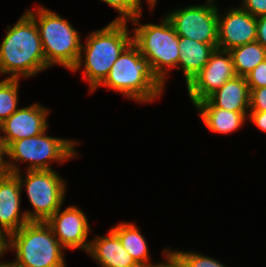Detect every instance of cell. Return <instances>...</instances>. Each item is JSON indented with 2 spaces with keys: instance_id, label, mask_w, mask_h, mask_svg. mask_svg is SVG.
I'll return each mask as SVG.
<instances>
[{
  "instance_id": "cell-1",
  "label": "cell",
  "mask_w": 266,
  "mask_h": 267,
  "mask_svg": "<svg viewBox=\"0 0 266 267\" xmlns=\"http://www.w3.org/2000/svg\"><path fill=\"white\" fill-rule=\"evenodd\" d=\"M0 46V73L7 78L20 79L34 76L47 69L41 38L34 19L25 12L17 23L7 26Z\"/></svg>"
},
{
  "instance_id": "cell-2",
  "label": "cell",
  "mask_w": 266,
  "mask_h": 267,
  "mask_svg": "<svg viewBox=\"0 0 266 267\" xmlns=\"http://www.w3.org/2000/svg\"><path fill=\"white\" fill-rule=\"evenodd\" d=\"M127 29L126 21L113 20L106 27L89 34L85 46L81 45V55L72 71L85 67L84 79L88 81L91 92L98 88L119 55L132 42ZM82 51L85 52V58L82 57Z\"/></svg>"
},
{
  "instance_id": "cell-3",
  "label": "cell",
  "mask_w": 266,
  "mask_h": 267,
  "mask_svg": "<svg viewBox=\"0 0 266 267\" xmlns=\"http://www.w3.org/2000/svg\"><path fill=\"white\" fill-rule=\"evenodd\" d=\"M100 85L141 103H151L162 94L164 88V84L153 73L149 61L133 42L119 55Z\"/></svg>"
},
{
  "instance_id": "cell-4",
  "label": "cell",
  "mask_w": 266,
  "mask_h": 267,
  "mask_svg": "<svg viewBox=\"0 0 266 267\" xmlns=\"http://www.w3.org/2000/svg\"><path fill=\"white\" fill-rule=\"evenodd\" d=\"M9 249L16 251V267H66L64 248L43 221H30L11 233Z\"/></svg>"
},
{
  "instance_id": "cell-5",
  "label": "cell",
  "mask_w": 266,
  "mask_h": 267,
  "mask_svg": "<svg viewBox=\"0 0 266 267\" xmlns=\"http://www.w3.org/2000/svg\"><path fill=\"white\" fill-rule=\"evenodd\" d=\"M35 21L41 38L46 63L63 65L73 70L81 55V38L69 21L57 13L38 6L26 11Z\"/></svg>"
},
{
  "instance_id": "cell-6",
  "label": "cell",
  "mask_w": 266,
  "mask_h": 267,
  "mask_svg": "<svg viewBox=\"0 0 266 267\" xmlns=\"http://www.w3.org/2000/svg\"><path fill=\"white\" fill-rule=\"evenodd\" d=\"M132 42L149 61L153 73L165 84L166 72L177 68L180 55L179 36L170 21L165 16L160 24L136 25Z\"/></svg>"
},
{
  "instance_id": "cell-7",
  "label": "cell",
  "mask_w": 266,
  "mask_h": 267,
  "mask_svg": "<svg viewBox=\"0 0 266 267\" xmlns=\"http://www.w3.org/2000/svg\"><path fill=\"white\" fill-rule=\"evenodd\" d=\"M75 141L68 139L55 138L46 135V130L41 134L33 137H26L21 140L12 142L7 147L10 161H8L11 174L20 172L21 169L15 165L12 160L29 162L26 170H52L49 161L65 162L76 156Z\"/></svg>"
},
{
  "instance_id": "cell-8",
  "label": "cell",
  "mask_w": 266,
  "mask_h": 267,
  "mask_svg": "<svg viewBox=\"0 0 266 267\" xmlns=\"http://www.w3.org/2000/svg\"><path fill=\"white\" fill-rule=\"evenodd\" d=\"M24 180L20 172L14 175L20 186L26 187L28 199L34 208L25 211L29 221L46 222L61 206L65 198L66 182L56 171L27 170Z\"/></svg>"
},
{
  "instance_id": "cell-9",
  "label": "cell",
  "mask_w": 266,
  "mask_h": 267,
  "mask_svg": "<svg viewBox=\"0 0 266 267\" xmlns=\"http://www.w3.org/2000/svg\"><path fill=\"white\" fill-rule=\"evenodd\" d=\"M205 5H191L167 14L178 36L204 44H218V6L214 0Z\"/></svg>"
},
{
  "instance_id": "cell-10",
  "label": "cell",
  "mask_w": 266,
  "mask_h": 267,
  "mask_svg": "<svg viewBox=\"0 0 266 267\" xmlns=\"http://www.w3.org/2000/svg\"><path fill=\"white\" fill-rule=\"evenodd\" d=\"M235 76L230 51L216 48L211 53L206 65L187 84L188 95L195 105L199 101L207 99Z\"/></svg>"
},
{
  "instance_id": "cell-11",
  "label": "cell",
  "mask_w": 266,
  "mask_h": 267,
  "mask_svg": "<svg viewBox=\"0 0 266 267\" xmlns=\"http://www.w3.org/2000/svg\"><path fill=\"white\" fill-rule=\"evenodd\" d=\"M46 223L64 250L81 248L83 251H88L90 242L86 239L90 226L84 212L79 208L69 206L61 211L60 207Z\"/></svg>"
},
{
  "instance_id": "cell-12",
  "label": "cell",
  "mask_w": 266,
  "mask_h": 267,
  "mask_svg": "<svg viewBox=\"0 0 266 267\" xmlns=\"http://www.w3.org/2000/svg\"><path fill=\"white\" fill-rule=\"evenodd\" d=\"M256 17L241 7L231 8L225 15L218 12V49L230 51L257 39Z\"/></svg>"
},
{
  "instance_id": "cell-13",
  "label": "cell",
  "mask_w": 266,
  "mask_h": 267,
  "mask_svg": "<svg viewBox=\"0 0 266 267\" xmlns=\"http://www.w3.org/2000/svg\"><path fill=\"white\" fill-rule=\"evenodd\" d=\"M48 113L49 110L39 103L17 109L0 124V130L3 132L0 137L8 147L16 140L37 136L48 128Z\"/></svg>"
},
{
  "instance_id": "cell-14",
  "label": "cell",
  "mask_w": 266,
  "mask_h": 267,
  "mask_svg": "<svg viewBox=\"0 0 266 267\" xmlns=\"http://www.w3.org/2000/svg\"><path fill=\"white\" fill-rule=\"evenodd\" d=\"M21 189L14 174L0 180V229L8 235L30 222L25 212L20 214Z\"/></svg>"
},
{
  "instance_id": "cell-15",
  "label": "cell",
  "mask_w": 266,
  "mask_h": 267,
  "mask_svg": "<svg viewBox=\"0 0 266 267\" xmlns=\"http://www.w3.org/2000/svg\"><path fill=\"white\" fill-rule=\"evenodd\" d=\"M87 253L102 267H133L136 264L111 229L107 236L95 237L90 241Z\"/></svg>"
},
{
  "instance_id": "cell-16",
  "label": "cell",
  "mask_w": 266,
  "mask_h": 267,
  "mask_svg": "<svg viewBox=\"0 0 266 267\" xmlns=\"http://www.w3.org/2000/svg\"><path fill=\"white\" fill-rule=\"evenodd\" d=\"M218 44H204L188 37L179 36V60L177 68H182L186 85L206 65Z\"/></svg>"
},
{
  "instance_id": "cell-17",
  "label": "cell",
  "mask_w": 266,
  "mask_h": 267,
  "mask_svg": "<svg viewBox=\"0 0 266 267\" xmlns=\"http://www.w3.org/2000/svg\"><path fill=\"white\" fill-rule=\"evenodd\" d=\"M215 107L234 112H247L250 89L245 77L236 75L207 98Z\"/></svg>"
},
{
  "instance_id": "cell-18",
  "label": "cell",
  "mask_w": 266,
  "mask_h": 267,
  "mask_svg": "<svg viewBox=\"0 0 266 267\" xmlns=\"http://www.w3.org/2000/svg\"><path fill=\"white\" fill-rule=\"evenodd\" d=\"M206 127L216 133L228 134L238 130L248 118L246 112H234L215 107L208 99L194 105Z\"/></svg>"
},
{
  "instance_id": "cell-19",
  "label": "cell",
  "mask_w": 266,
  "mask_h": 267,
  "mask_svg": "<svg viewBox=\"0 0 266 267\" xmlns=\"http://www.w3.org/2000/svg\"><path fill=\"white\" fill-rule=\"evenodd\" d=\"M111 230L118 236L122 246L136 263L149 261L148 245L136 224L120 223Z\"/></svg>"
},
{
  "instance_id": "cell-20",
  "label": "cell",
  "mask_w": 266,
  "mask_h": 267,
  "mask_svg": "<svg viewBox=\"0 0 266 267\" xmlns=\"http://www.w3.org/2000/svg\"><path fill=\"white\" fill-rule=\"evenodd\" d=\"M235 73L246 77L259 63L266 59V48L257 41L230 50Z\"/></svg>"
},
{
  "instance_id": "cell-21",
  "label": "cell",
  "mask_w": 266,
  "mask_h": 267,
  "mask_svg": "<svg viewBox=\"0 0 266 267\" xmlns=\"http://www.w3.org/2000/svg\"><path fill=\"white\" fill-rule=\"evenodd\" d=\"M19 80L5 78L0 81V124L18 109Z\"/></svg>"
},
{
  "instance_id": "cell-22",
  "label": "cell",
  "mask_w": 266,
  "mask_h": 267,
  "mask_svg": "<svg viewBox=\"0 0 266 267\" xmlns=\"http://www.w3.org/2000/svg\"><path fill=\"white\" fill-rule=\"evenodd\" d=\"M116 9L120 16L114 21H132L139 25V18L142 16L140 0H101Z\"/></svg>"
},
{
  "instance_id": "cell-23",
  "label": "cell",
  "mask_w": 266,
  "mask_h": 267,
  "mask_svg": "<svg viewBox=\"0 0 266 267\" xmlns=\"http://www.w3.org/2000/svg\"><path fill=\"white\" fill-rule=\"evenodd\" d=\"M174 253L187 267H228L214 258L196 252L174 251Z\"/></svg>"
},
{
  "instance_id": "cell-24",
  "label": "cell",
  "mask_w": 266,
  "mask_h": 267,
  "mask_svg": "<svg viewBox=\"0 0 266 267\" xmlns=\"http://www.w3.org/2000/svg\"><path fill=\"white\" fill-rule=\"evenodd\" d=\"M245 78L249 89L266 87V59L259 63Z\"/></svg>"
},
{
  "instance_id": "cell-25",
  "label": "cell",
  "mask_w": 266,
  "mask_h": 267,
  "mask_svg": "<svg viewBox=\"0 0 266 267\" xmlns=\"http://www.w3.org/2000/svg\"><path fill=\"white\" fill-rule=\"evenodd\" d=\"M250 111H266V87L250 89Z\"/></svg>"
},
{
  "instance_id": "cell-26",
  "label": "cell",
  "mask_w": 266,
  "mask_h": 267,
  "mask_svg": "<svg viewBox=\"0 0 266 267\" xmlns=\"http://www.w3.org/2000/svg\"><path fill=\"white\" fill-rule=\"evenodd\" d=\"M242 9L254 17L266 15V0H242Z\"/></svg>"
},
{
  "instance_id": "cell-27",
  "label": "cell",
  "mask_w": 266,
  "mask_h": 267,
  "mask_svg": "<svg viewBox=\"0 0 266 267\" xmlns=\"http://www.w3.org/2000/svg\"><path fill=\"white\" fill-rule=\"evenodd\" d=\"M4 155H8L7 145L0 137V180L8 176L11 171L9 169L8 160L4 159Z\"/></svg>"
},
{
  "instance_id": "cell-28",
  "label": "cell",
  "mask_w": 266,
  "mask_h": 267,
  "mask_svg": "<svg viewBox=\"0 0 266 267\" xmlns=\"http://www.w3.org/2000/svg\"><path fill=\"white\" fill-rule=\"evenodd\" d=\"M257 20V39L264 48H266V15L259 16Z\"/></svg>"
},
{
  "instance_id": "cell-29",
  "label": "cell",
  "mask_w": 266,
  "mask_h": 267,
  "mask_svg": "<svg viewBox=\"0 0 266 267\" xmlns=\"http://www.w3.org/2000/svg\"><path fill=\"white\" fill-rule=\"evenodd\" d=\"M248 118H250V121L259 129L266 132V111H250Z\"/></svg>"
},
{
  "instance_id": "cell-30",
  "label": "cell",
  "mask_w": 266,
  "mask_h": 267,
  "mask_svg": "<svg viewBox=\"0 0 266 267\" xmlns=\"http://www.w3.org/2000/svg\"><path fill=\"white\" fill-rule=\"evenodd\" d=\"M164 255L166 257V262L164 263H157V264H153L148 262H140V263H136L133 267H171V250L170 249H165L164 251Z\"/></svg>"
},
{
  "instance_id": "cell-31",
  "label": "cell",
  "mask_w": 266,
  "mask_h": 267,
  "mask_svg": "<svg viewBox=\"0 0 266 267\" xmlns=\"http://www.w3.org/2000/svg\"><path fill=\"white\" fill-rule=\"evenodd\" d=\"M7 249H9V235L0 229V257Z\"/></svg>"
},
{
  "instance_id": "cell-32",
  "label": "cell",
  "mask_w": 266,
  "mask_h": 267,
  "mask_svg": "<svg viewBox=\"0 0 266 267\" xmlns=\"http://www.w3.org/2000/svg\"><path fill=\"white\" fill-rule=\"evenodd\" d=\"M171 267H187L174 253L171 251Z\"/></svg>"
},
{
  "instance_id": "cell-33",
  "label": "cell",
  "mask_w": 266,
  "mask_h": 267,
  "mask_svg": "<svg viewBox=\"0 0 266 267\" xmlns=\"http://www.w3.org/2000/svg\"><path fill=\"white\" fill-rule=\"evenodd\" d=\"M0 267H16V266L12 262L11 263H9V262L3 263L1 261Z\"/></svg>"
},
{
  "instance_id": "cell-34",
  "label": "cell",
  "mask_w": 266,
  "mask_h": 267,
  "mask_svg": "<svg viewBox=\"0 0 266 267\" xmlns=\"http://www.w3.org/2000/svg\"><path fill=\"white\" fill-rule=\"evenodd\" d=\"M147 1H148L147 3L150 6V9L152 10L155 7L157 0H147Z\"/></svg>"
}]
</instances>
